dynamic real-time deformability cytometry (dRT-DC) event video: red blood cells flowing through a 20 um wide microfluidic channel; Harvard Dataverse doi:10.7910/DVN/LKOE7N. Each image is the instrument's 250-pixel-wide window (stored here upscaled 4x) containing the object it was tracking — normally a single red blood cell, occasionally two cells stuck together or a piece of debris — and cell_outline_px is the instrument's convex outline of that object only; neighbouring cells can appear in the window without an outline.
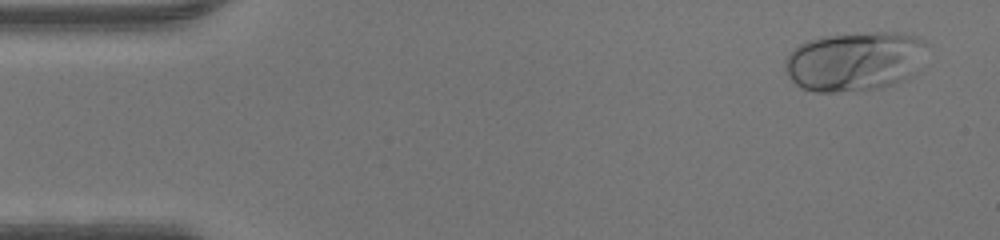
{"species": "human", "species_latin": "Homo sapiens", "temperature_condition": "warm", "stored_images_in_passage": 46, "camera_frame_rate_fps": 3000, "um_per_image_px": 0.085, "donor": {"sex": "male"}, "frame": {"image": 1, "passage_image": 2, "time_ms": 0.333, "image_size_px": [1000, 240], "cell_outline_px": [[928, 44], [916, 72], [904, 80], [880, 88], [836, 92], [816, 92], [800, 88], [788, 76], [784, 68], [784, 60], [800, 44], [808, 40], [820, 36], [876, 32], [900, 32], [920, 36]], "centroid_in_image_um": [72.66, 5.2], "position_along_channel_um": 12.3, "area_um2": 49.42}}
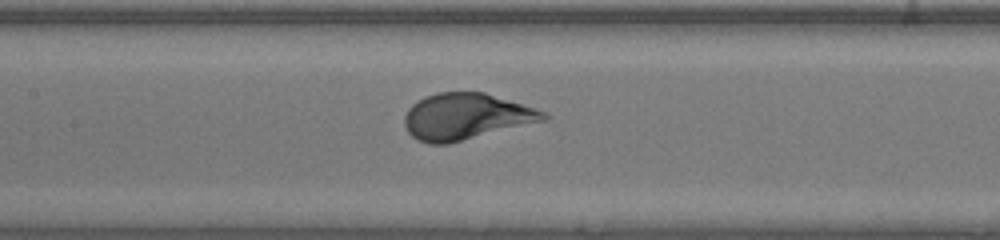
{"frame": {"image": 2, "passage_image": 21, "time_ms": 6.667, "image_size_px": [1000, 240], "cell_outline_px": [[552, 116], [548, 120], [448, 144], [428, 144], [416, 140], [404, 128], [404, 116], [408, 108], [416, 100], [424, 96], [436, 92], [484, 92], [536, 108], [548, 112]], "centroid_in_image_um": [39.62, 9.91], "position_along_channel_um": 167.8, "area_um2": 38.15}}
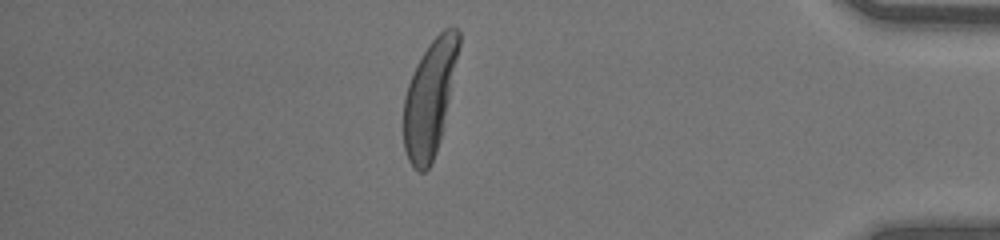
{"frame": {"image": 3, "passage_image": 40, "time_ms": 13.0, "image_size_px": [1000, 240], "cell_outline_px": [[460, 44], [440, 140], [436, 152], [428, 168], [424, 172], [416, 172], [412, 168], [408, 160], [404, 148], [404, 100], [408, 84], [416, 64], [428, 44], [444, 28], [456, 28], [460, 32]], "centroid_in_image_um": [36.51, 8.36], "position_along_channel_um": 398.7, "area_um2": 36.65}}